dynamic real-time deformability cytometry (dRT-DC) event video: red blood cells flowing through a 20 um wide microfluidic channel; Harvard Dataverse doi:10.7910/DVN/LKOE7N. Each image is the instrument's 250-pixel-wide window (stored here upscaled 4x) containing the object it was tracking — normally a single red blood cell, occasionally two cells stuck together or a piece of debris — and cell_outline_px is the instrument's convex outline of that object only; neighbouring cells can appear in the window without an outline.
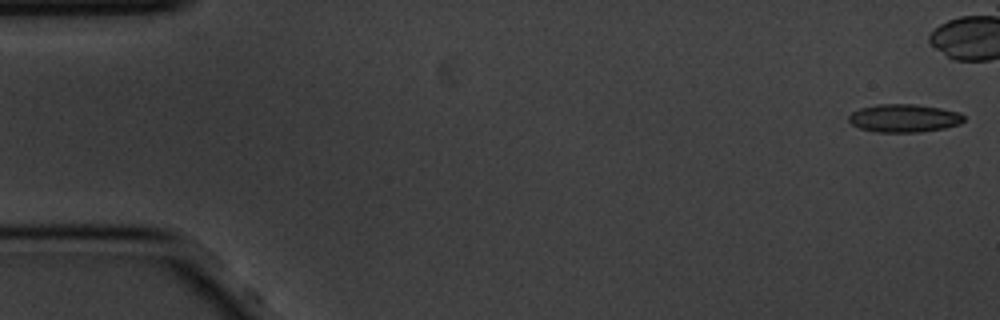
{"species": "common noctule bat (a hibernating species)", "species_latin": "Nyctalus noctula", "temperature_condition": "cold", "stored_images_in_passage": 45, "camera_frame_rate_fps": 3000, "um_per_image_px": 0.085, "animal": {"sex": "male", "body_mass_g": 20.1, "forearm_length_mm": 53.5}, "frame": {"image": 1, "passage_image": 1, "time_ms": 0.0, "image_size_px": [1000, 320], "cell_outline_px": [[964, 120], [960, 124], [944, 128], [920, 132], [876, 132], [860, 128], [852, 124], [848, 120], [848, 116], [852, 112], [860, 108], [880, 104], [916, 104], [940, 108], [960, 112], [964, 116]], "centroid_in_image_um": [76.85, 10.04], "position_along_channel_um": 8.1, "area_um2": 18.84}}
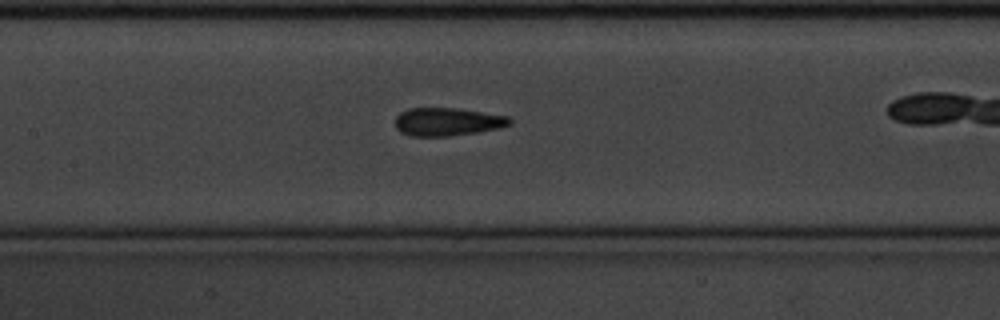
{"frame": {"image": 2, "passage_image": 26, "time_ms": 8.333, "image_size_px": [1000, 320], "cell_outline_px": [[512, 124], [500, 128], [476, 132], [448, 136], [408, 136], [400, 132], [396, 128], [396, 116], [400, 112], [408, 108], [460, 108], [508, 116], [512, 120]], "centroid_in_image_um": [38.03, 10.34], "position_along_channel_um": 169.4, "area_um2": 18.9}}
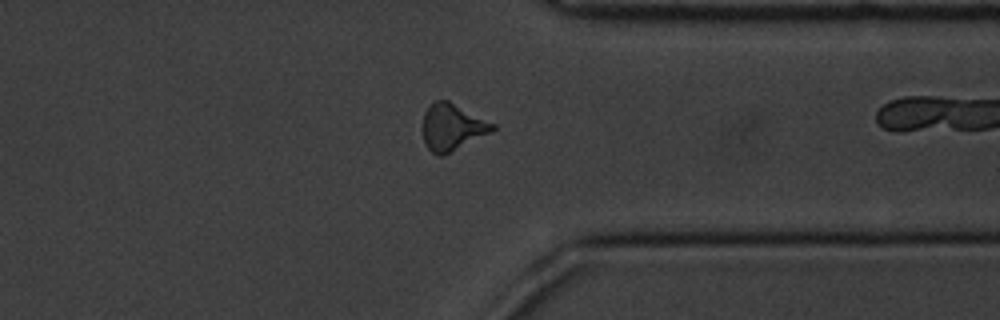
{"frame": {"image": 3, "passage_image": 44, "time_ms": 14.333, "image_size_px": [1000, 320], "cell_outline_px": [[496, 128], [492, 132], [444, 156], [436, 156], [428, 148], [424, 140], [424, 112], [436, 100], [448, 100], [496, 124]], "centroid_in_image_um": [38.47, 10.83], "position_along_channel_um": 372.9, "area_um2": 18.96}}